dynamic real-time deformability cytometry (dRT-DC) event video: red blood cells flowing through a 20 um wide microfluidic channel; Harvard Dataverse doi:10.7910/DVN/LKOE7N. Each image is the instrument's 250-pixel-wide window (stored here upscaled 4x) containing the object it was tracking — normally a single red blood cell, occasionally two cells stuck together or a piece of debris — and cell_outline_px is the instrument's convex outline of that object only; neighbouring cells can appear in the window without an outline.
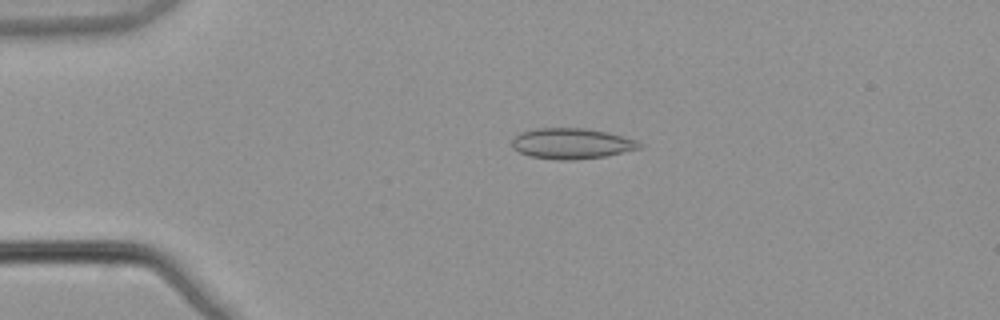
{"species": "common noctule bat (a hibernating species)", "species_latin": "Nyctalus noctula", "temperature_condition": "warm", "stored_images_in_passage": 43, "camera_frame_rate_fps": 3000, "um_per_image_px": 0.085, "animal": {"sex": "male", "body_mass_g": 21.5, "forearm_length_mm": 52.0}, "frame": {"image": 1, "passage_image": 2, "time_ms": 0.333, "image_size_px": [1000, 320], "cell_outline_px": [[644, 144], [640, 148], [604, 156], [576, 160], [556, 160], [528, 156], [512, 148], [512, 140], [520, 132], [536, 128], [584, 128], [604, 132], [636, 140]], "centroid_in_image_um": [48.54, 12.21], "position_along_channel_um": 36.5, "area_um2": 22.66}}
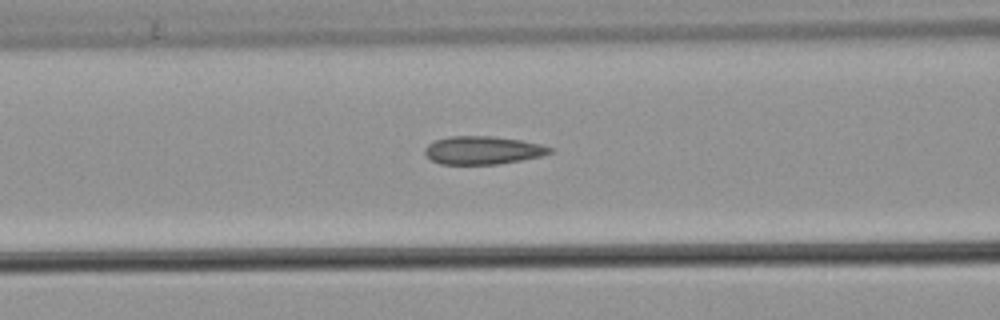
{"frame": {"image": 2, "passage_image": 12, "time_ms": 3.667, "image_size_px": [1000, 320], "cell_outline_px": [[552, 152], [540, 156], [520, 160], [496, 164], [440, 164], [432, 160], [424, 152], [424, 148], [428, 144], [436, 140], [448, 136], [492, 136], [520, 140], [540, 144], [552, 148]], "centroid_in_image_um": [41.0, 12.76], "position_along_channel_um": 125.6, "area_um2": 20.29}}
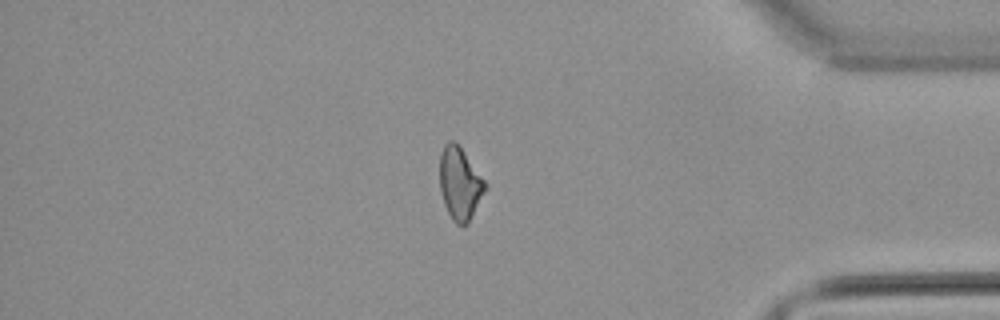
{"frame": {"image": 3, "passage_image": 35, "time_ms": 11.333, "image_size_px": [1000, 320], "cell_outline_px": [[488, 184], [468, 224], [456, 224], [452, 220], [444, 204], [440, 192], [440, 152], [444, 144], [448, 140], [456, 140]], "centroid_in_image_um": [39.08, 15.55], "position_along_channel_um": 396.1, "area_um2": 19.36}, "authors_computed_cell_mechanics": {"area_um2": 19.9988, "velocity_mm_per_s": 3.8982, "shape_relaxation_time_tau1_ms": null, "shape_relaxation_time_tau2_ms": 3.1622, "deformation_change_tau1": null, "deformation_change_tau2": 0.1089}}